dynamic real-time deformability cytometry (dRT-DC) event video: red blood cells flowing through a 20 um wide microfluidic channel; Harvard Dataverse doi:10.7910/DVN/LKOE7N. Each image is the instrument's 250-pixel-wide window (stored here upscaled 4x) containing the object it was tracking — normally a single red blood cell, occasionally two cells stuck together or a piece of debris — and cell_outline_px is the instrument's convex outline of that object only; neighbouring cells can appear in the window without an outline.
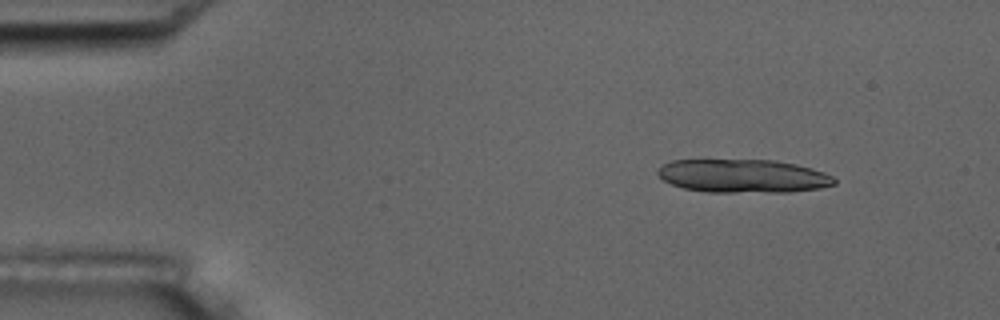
{"species": "common noctule bat (a hibernating species)", "species_latin": "Nyctalus noctula", "temperature_condition": "room temperature", "stored_images_in_passage": 5, "camera_frame_rate_fps": 3000, "um_per_image_px": 0.085, "animal": {"sex": "male", "body_mass_g": 17.5, "forearm_length_mm": 52.3}, "frame": {"image": 1, "passage_image": 2, "time_ms": 1.0, "image_size_px": [1000, 320], "cell_outline_px": [[836, 184], [820, 188], [788, 192], [708, 192], [684, 188], [672, 184], [664, 180], [656, 172], [664, 164], [672, 160], [776, 160], [796, 164], [812, 168], [824, 172], [832, 176], [836, 180]], "centroid_in_image_um": [63.2, 14.96], "position_along_channel_um": 21.8, "area_um2": 34.33}}